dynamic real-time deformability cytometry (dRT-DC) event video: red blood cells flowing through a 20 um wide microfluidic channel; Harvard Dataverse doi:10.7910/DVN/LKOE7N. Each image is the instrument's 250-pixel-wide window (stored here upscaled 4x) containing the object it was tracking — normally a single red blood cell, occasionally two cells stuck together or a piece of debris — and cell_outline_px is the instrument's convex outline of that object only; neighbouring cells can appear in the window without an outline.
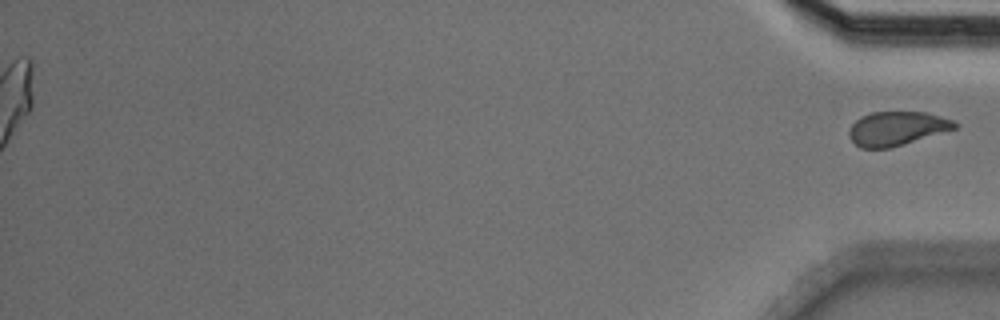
{"species": "Egyptian fruit bat (a non-hibernating species)", "species_latin": "Rousettus aegyptiacus", "temperature_condition": "cold", "stored_images_in_passage": 49, "segment_of_instrument_passage": [2, 2], "camera_frame_rate_fps": 3000, "um_per_image_px": 0.085, "animal": {"sex": "male"}, "frame": {"image": 1, "passage_image": 49, "time_ms": 16.0, "image_size_px": [1000, 320], "cell_outline_px": [[960, 124], [956, 128], [892, 148], [860, 148], [852, 140], [848, 132], [852, 124], [860, 116], [872, 112], [924, 112], [940, 116], [952, 120]], "centroid_in_image_um": [76.22, 10.92], "position_along_channel_um": 359.0, "area_um2": 20.87}}